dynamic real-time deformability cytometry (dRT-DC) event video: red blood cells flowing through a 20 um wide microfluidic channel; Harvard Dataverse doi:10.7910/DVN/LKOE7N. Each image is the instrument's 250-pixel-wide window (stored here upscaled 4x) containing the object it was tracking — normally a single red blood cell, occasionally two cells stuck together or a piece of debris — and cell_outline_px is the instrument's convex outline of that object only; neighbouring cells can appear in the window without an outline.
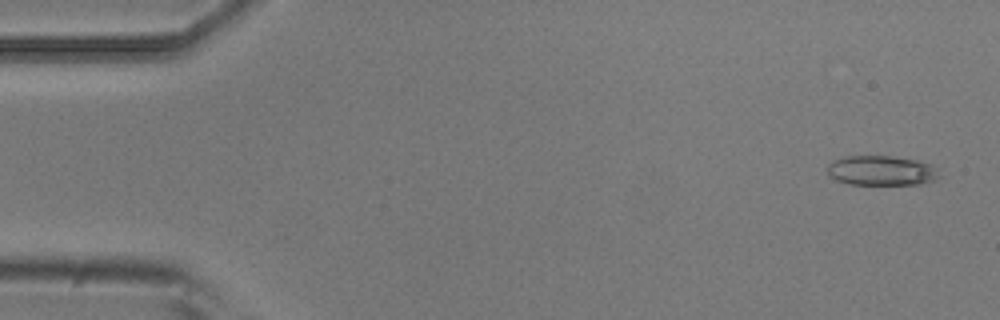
{"species": "common noctule bat (a hibernating species)", "species_latin": "Nyctalus noctula", "temperature_condition": "room temperature", "stored_images_in_passage": 4, "camera_frame_rate_fps": 3000, "um_per_image_px": 0.085, "animal": {"sex": "male", "body_mass_g": 20.5, "forearm_length_mm": 52.5}, "frame": {"image": 1, "passage_image": 1, "time_ms": 0.0, "image_size_px": [1000, 320], "cell_outline_px": [[940, 176], [936, 180], [924, 184], [848, 184], [836, 180], [828, 176], [828, 164], [832, 160], [848, 156], [892, 156], [916, 160], [932, 164], [936, 168]], "centroid_in_image_um": [74.93, 14.5], "position_along_channel_um": 10.1, "area_um2": 19.59}}
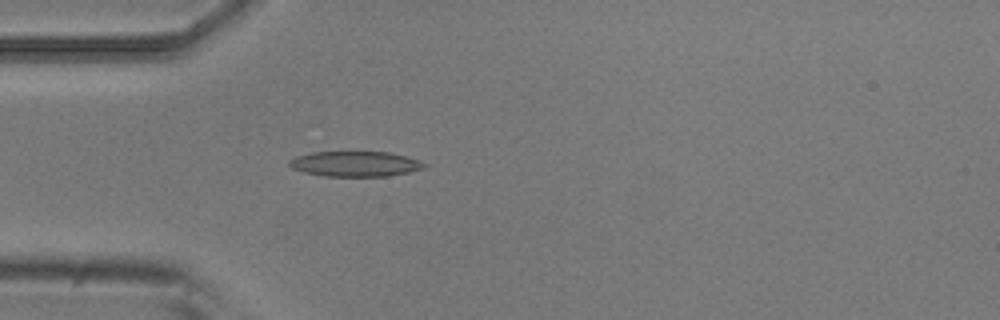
{"frame": {"image": 2, "passage_image": 4, "time_ms": 1.0, "image_size_px": [1000, 320], "cell_outline_px": [[428, 164], [424, 168], [408, 172], [388, 176], [324, 176], [304, 172], [292, 168], [288, 164], [288, 160], [296, 156], [312, 152], [388, 152], [420, 160]], "centroid_in_image_um": [30.18, 13.93], "position_along_channel_um": 54.8, "area_um2": 19.83}}